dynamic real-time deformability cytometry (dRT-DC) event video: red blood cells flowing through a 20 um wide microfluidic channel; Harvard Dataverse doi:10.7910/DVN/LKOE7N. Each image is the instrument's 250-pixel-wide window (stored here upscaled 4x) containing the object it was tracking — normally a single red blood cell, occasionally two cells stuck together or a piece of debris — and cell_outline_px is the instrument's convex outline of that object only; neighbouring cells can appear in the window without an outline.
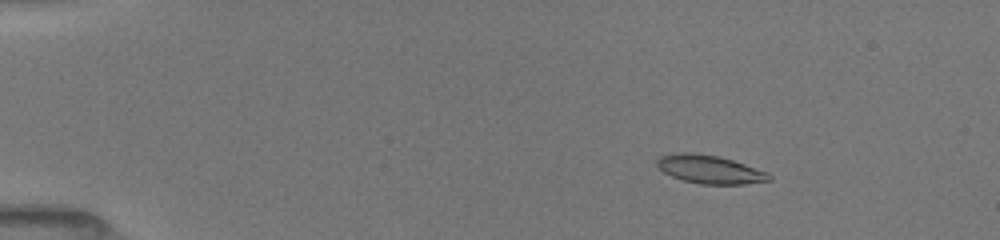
{"species": "common noctule bat (a hibernating species)", "species_latin": "Nyctalus noctula", "temperature_condition": "room temperature", "stored_images_in_passage": 17, "camera_frame_rate_fps": 3000, "um_per_image_px": 0.085, "animal": {"sex": "female", "body_mass_g": 19.5, "forearm_length_mm": 54.1}, "frame": {"image": 1, "passage_image": 4, "time_ms": 2.0, "image_size_px": [1000, 240], "cell_outline_px": [[772, 180], [744, 184], [700, 184], [684, 180], [672, 176], [664, 172], [656, 164], [656, 160], [660, 156], [676, 152], [692, 152], [720, 156], [768, 172], [772, 176]], "centroid_in_image_um": [60.33, 14.39], "position_along_channel_um": 24.7, "area_um2": 18.55}}
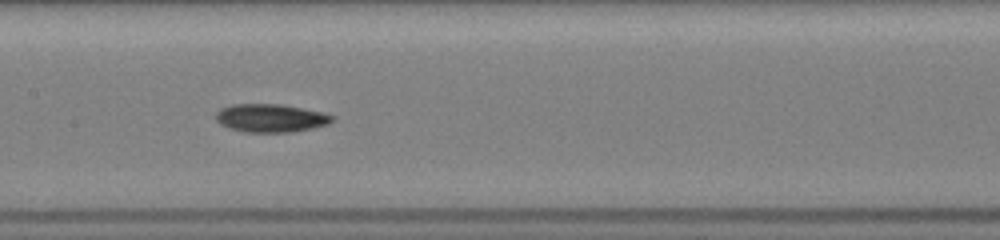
{"frame": {"image": 2, "passage_image": 13, "time_ms": 8.333, "image_size_px": [1000, 240], "cell_outline_px": [[336, 120], [328, 124], [312, 128], [292, 132], [244, 132], [228, 128], [220, 124], [216, 120], [216, 112], [220, 108], [232, 104], [280, 104], [324, 112], [336, 116]], "centroid_in_image_um": [23.03, 10.03], "position_along_channel_um": 184.4, "area_um2": 19.36}}
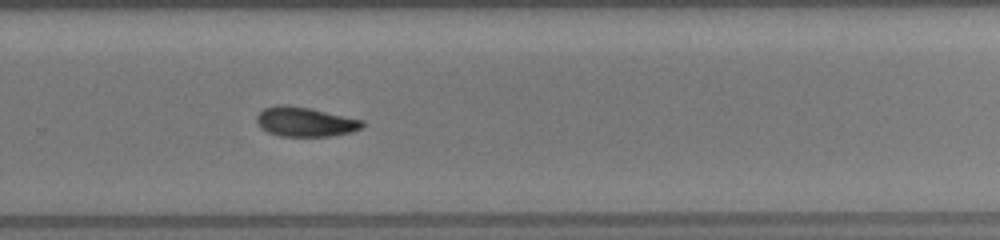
{"frame": {"image": 3, "passage_image": 17, "time_ms": 11.333, "image_size_px": [1000, 240], "cell_outline_px": [[364, 124], [360, 128], [352, 132], [328, 136], [280, 136], [268, 132], [260, 128], [256, 120], [256, 116], [264, 108], [280, 104], [288, 104], [308, 108], [364, 120]], "centroid_in_image_um": [25.91, 10.35], "position_along_channel_um": 303.9, "area_um2": 18.09}}